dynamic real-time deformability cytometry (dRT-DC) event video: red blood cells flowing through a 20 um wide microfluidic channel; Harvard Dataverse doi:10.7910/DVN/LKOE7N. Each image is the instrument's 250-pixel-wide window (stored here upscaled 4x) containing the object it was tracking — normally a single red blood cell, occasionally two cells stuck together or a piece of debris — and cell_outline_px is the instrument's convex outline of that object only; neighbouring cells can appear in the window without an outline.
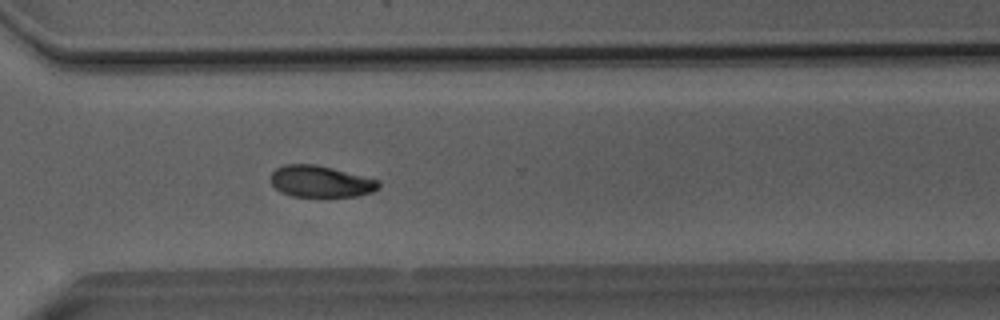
{"species": "Egyptian fruit bat (a non-hibernating species)", "species_latin": "Rousettus aegyptiacus", "temperature_condition": "room temperature", "stored_images_in_passage": 46, "segment_of_instrument_passage": [1, 2], "camera_frame_rate_fps": 3000, "um_per_image_px": 0.085, "animal": {"sex": "male"}, "frame": {"image": 1, "passage_image": 31, "time_ms": 10.0, "image_size_px": [1000, 320], "cell_outline_px": [[380, 188], [372, 192], [356, 196], [292, 196], [280, 192], [272, 184], [272, 172], [276, 168], [284, 164], [316, 164], [380, 180]], "centroid_in_image_um": [27.27, 15.42], "position_along_channel_um": 343.3, "area_um2": 19.77}}
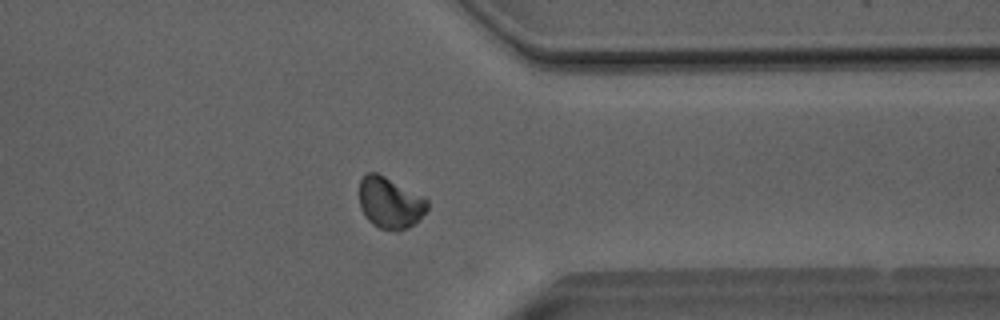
{"frame": {"image": 2, "passage_image": 34, "time_ms": 11.0, "image_size_px": [1000, 320], "cell_outline_px": [[428, 208], [408, 228], [400, 232], [396, 232], [380, 228], [372, 224], [368, 220], [360, 208], [360, 180], [368, 172], [376, 172], [424, 196], [428, 200]], "centroid_in_image_um": [33.14, 17.25], "position_along_channel_um": 378.3, "area_um2": 20.29}}
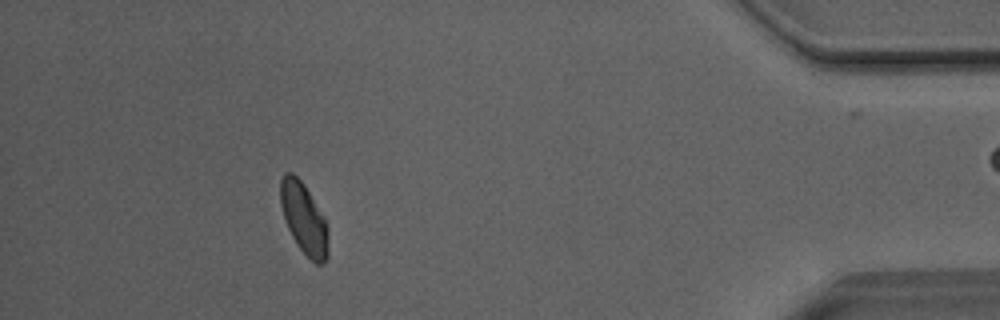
{"frame": {"image": 3, "passage_image": 40, "time_ms": 13.0, "image_size_px": [1000, 320], "cell_outline_px": [[328, 256], [320, 264], [316, 264], [296, 244], [284, 220], [280, 204], [280, 176], [284, 172], [292, 172], [304, 184], [324, 216], [328, 228]], "centroid_in_image_um": [25.82, 18.53], "position_along_channel_um": 409.4, "area_um2": 19.88}}